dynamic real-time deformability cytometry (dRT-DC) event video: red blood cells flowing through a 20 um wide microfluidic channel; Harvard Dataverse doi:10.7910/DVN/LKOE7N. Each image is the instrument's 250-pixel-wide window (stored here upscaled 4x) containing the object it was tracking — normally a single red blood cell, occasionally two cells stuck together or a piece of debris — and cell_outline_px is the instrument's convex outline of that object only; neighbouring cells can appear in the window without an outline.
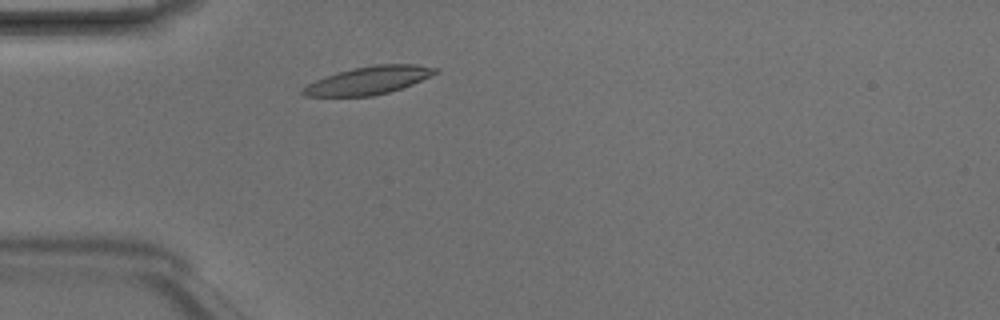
{"species": "Egyptian fruit bat (a non-hibernating species)", "species_latin": "Rousettus aegyptiacus", "temperature_condition": "room temperature", "stored_images_in_passage": 2, "camera_frame_rate_fps": 3000, "um_per_image_px": 0.085, "animal": {"sex": "male"}, "frame": {"image": 1, "passage_image": 2, "time_ms": 0.333, "image_size_px": [1000, 320], "cell_outline_px": [[440, 72], [412, 84], [388, 92], [372, 96], [304, 96], [300, 92], [300, 88], [316, 80], [352, 68], [376, 64], [416, 64], [440, 68]], "centroid_in_image_um": [31.36, 6.82], "position_along_channel_um": 53.6, "area_um2": 21.44}}